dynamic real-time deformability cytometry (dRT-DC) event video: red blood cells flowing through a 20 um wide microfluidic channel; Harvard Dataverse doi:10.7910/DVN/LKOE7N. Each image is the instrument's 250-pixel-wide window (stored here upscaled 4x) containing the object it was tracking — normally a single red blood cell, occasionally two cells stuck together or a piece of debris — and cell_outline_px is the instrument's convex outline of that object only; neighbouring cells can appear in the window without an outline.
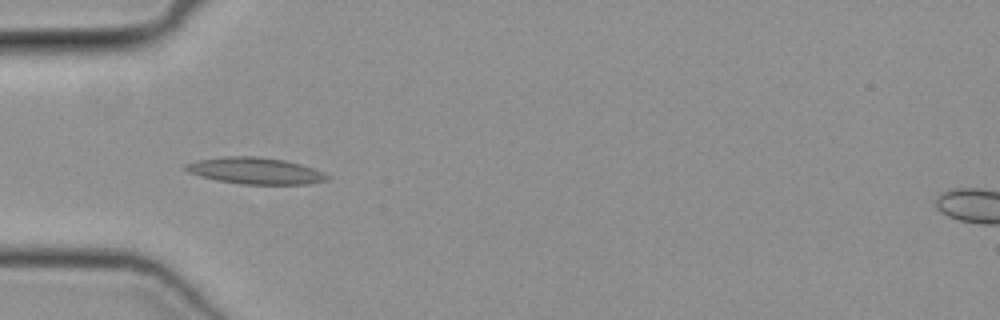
{"species": "common noctule bat (a hibernating species)", "species_latin": "Nyctalus noctula", "temperature_condition": "cold", "stored_images_in_passage": 51, "camera_frame_rate_fps": 3000, "um_per_image_px": 0.085, "animal": {"sex": "female", "body_mass_g": 19.3, "forearm_length_mm": 54.1}, "frame": {"image": 1, "passage_image": 17, "time_ms": 5.333, "image_size_px": [1000, 320], "cell_outline_px": [[332, 176], [328, 180], [308, 184], [240, 184], [216, 180], [200, 176], [188, 172], [180, 168], [184, 164], [200, 160], [224, 156], [256, 156], [284, 160], [300, 164], [324, 172]], "centroid_in_image_um": [21.69, 14.52], "position_along_channel_um": 63.3, "area_um2": 22.02}}
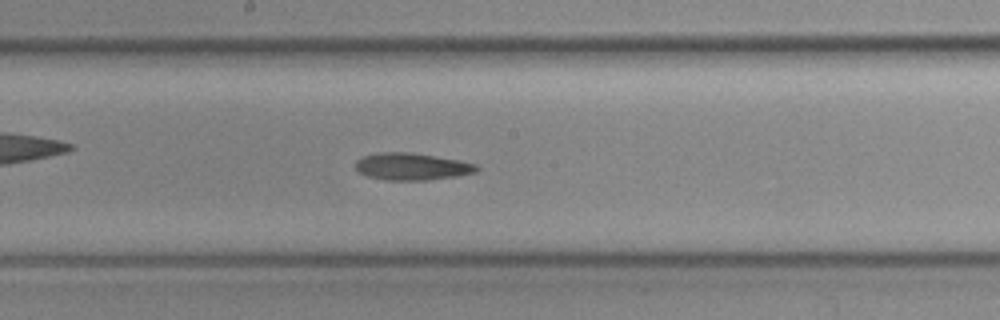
{"frame": {"image": 2, "passage_image": 28, "time_ms": 9.0, "image_size_px": [1000, 320], "cell_outline_px": [[480, 168], [476, 172], [456, 176], [428, 180], [384, 180], [368, 176], [356, 172], [356, 160], [364, 156], [380, 152], [412, 152], [460, 160], [476, 164]], "centroid_in_image_um": [35.0, 14.15], "position_along_channel_um": 213.2, "area_um2": 19.25}}
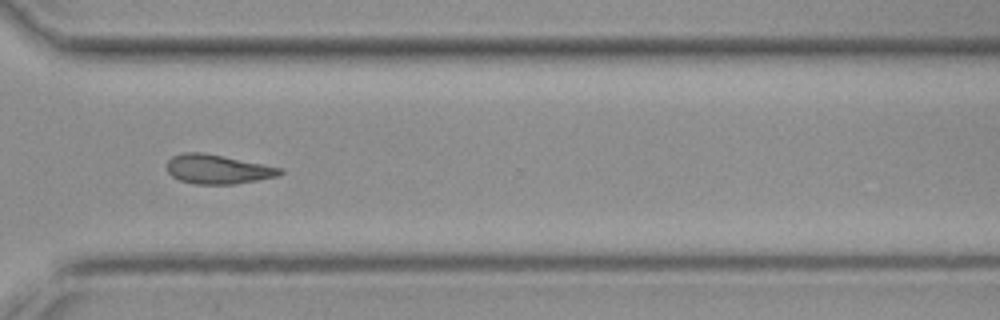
{"frame": {"image": 3, "passage_image": 38, "time_ms": 12.333, "image_size_px": [1000, 320], "cell_outline_px": [[284, 172], [280, 176], [236, 184], [196, 184], [180, 180], [172, 176], [168, 172], [168, 160], [172, 156], [184, 152], [204, 152], [284, 168]], "centroid_in_image_um": [18.56, 14.38], "position_along_channel_um": 352.0, "area_um2": 19.42}}